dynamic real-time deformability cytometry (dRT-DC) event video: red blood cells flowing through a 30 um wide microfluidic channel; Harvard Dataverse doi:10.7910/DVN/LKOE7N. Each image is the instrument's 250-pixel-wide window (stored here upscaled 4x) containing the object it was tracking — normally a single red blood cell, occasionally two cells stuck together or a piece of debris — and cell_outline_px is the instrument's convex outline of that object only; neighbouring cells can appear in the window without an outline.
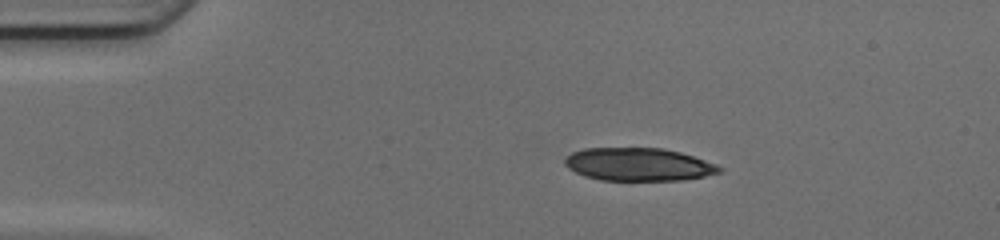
{"species": "common noctule bat (a hibernating species)", "species_latin": "Nyctalus noctula", "temperature_condition": "cold", "stored_images_in_passage": 49, "segment_of_instrument_passage": [1, 2], "camera_frame_rate_fps": 3000, "um_per_image_px": 0.085, "animal": {"sex": "female", "body_mass_g": 17.0, "forearm_length_mm": 48.0}, "frame": {"image": 1, "passage_image": 10, "time_ms": 3.0, "image_size_px": [1000, 240], "cell_outline_px": [[724, 168], [720, 172], [704, 176], [680, 180], [600, 180], [584, 176], [568, 168], [564, 164], [564, 156], [572, 152], [584, 148], [664, 148], [680, 152], [716, 164]], "centroid_in_image_um": [54.23, 13.97], "position_along_channel_um": 30.8, "area_um2": 29.71}}